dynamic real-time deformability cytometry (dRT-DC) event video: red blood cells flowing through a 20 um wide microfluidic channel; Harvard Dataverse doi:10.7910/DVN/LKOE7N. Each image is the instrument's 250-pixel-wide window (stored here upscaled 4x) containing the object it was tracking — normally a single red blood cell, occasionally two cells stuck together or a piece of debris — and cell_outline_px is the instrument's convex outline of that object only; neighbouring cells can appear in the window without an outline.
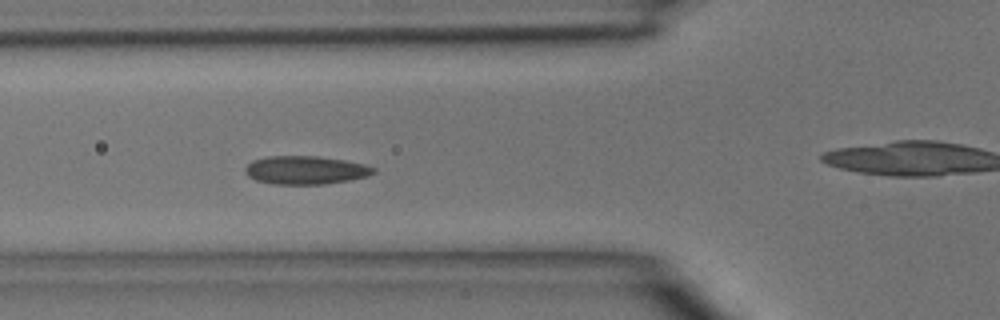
{"species": "common noctule bat (a hibernating species)", "species_latin": "Nyctalus noctula", "temperature_condition": "room temperature", "stored_images_in_passage": 40, "camera_frame_rate_fps": 3000, "um_per_image_px": 0.085, "animal": {"sex": "male", "body_mass_g": 15.6}, "frame": {"image": 1, "passage_image": 12, "time_ms": 3.667, "image_size_px": [1000, 320], "cell_outline_px": [[376, 172], [368, 176], [348, 180], [324, 184], [272, 184], [256, 180], [248, 176], [244, 172], [244, 168], [252, 160], [268, 156], [320, 156], [344, 160], [364, 164], [376, 168]], "centroid_in_image_um": [25.96, 14.45], "position_along_channel_um": 99.8, "area_um2": 21.27}}
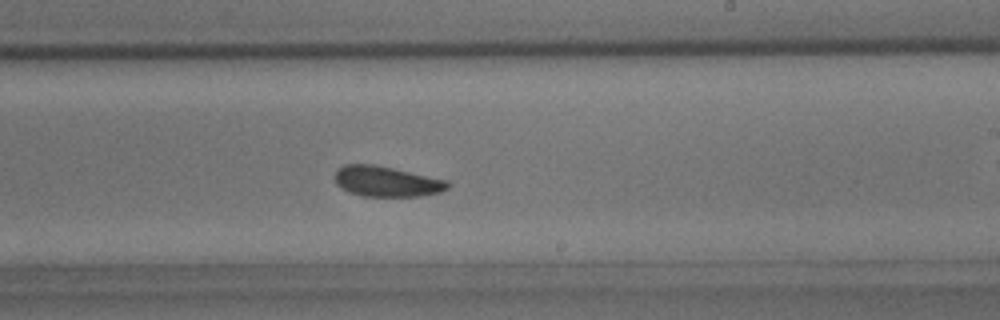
{"frame": {"image": 2, "passage_image": 23, "time_ms": 7.333, "image_size_px": [1000, 320], "cell_outline_px": [[452, 184], [448, 188], [440, 192], [420, 196], [360, 196], [348, 192], [340, 188], [336, 184], [336, 172], [344, 164], [376, 164], [448, 180]], "centroid_in_image_um": [32.88, 15.42], "position_along_channel_um": 256.1, "area_um2": 20.17}}